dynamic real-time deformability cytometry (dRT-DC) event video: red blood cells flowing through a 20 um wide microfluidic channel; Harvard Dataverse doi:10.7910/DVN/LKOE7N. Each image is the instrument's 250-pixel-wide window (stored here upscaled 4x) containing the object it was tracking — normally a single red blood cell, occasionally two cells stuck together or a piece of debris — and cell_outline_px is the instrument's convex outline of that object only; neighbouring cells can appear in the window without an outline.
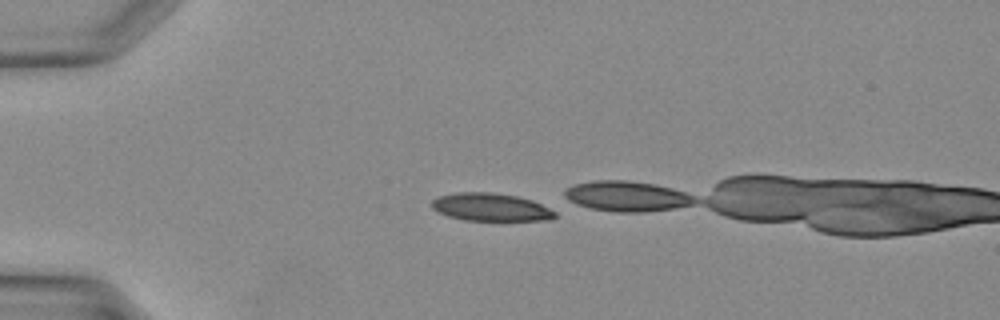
{"species": "Egyptian fruit bat (a non-hibernating species)", "species_latin": "Rousettus aegyptiacus", "temperature_condition": "warm", "stored_images_in_passage": 4, "camera_frame_rate_fps": 3000, "um_per_image_px": 0.085, "animal": {"sex": "female"}, "frame": {"image": 1, "passage_image": 1, "time_ms": 0.0, "image_size_px": [1000, 320], "cell_outline_px": [[556, 216], [552, 220], [464, 220], [448, 216], [432, 208], [432, 200], [440, 196], [456, 192], [488, 192], [516, 196], [532, 200], [556, 208]], "centroid_in_image_um": [41.8, 17.61], "position_along_channel_um": 43.2, "area_um2": 20.11}}